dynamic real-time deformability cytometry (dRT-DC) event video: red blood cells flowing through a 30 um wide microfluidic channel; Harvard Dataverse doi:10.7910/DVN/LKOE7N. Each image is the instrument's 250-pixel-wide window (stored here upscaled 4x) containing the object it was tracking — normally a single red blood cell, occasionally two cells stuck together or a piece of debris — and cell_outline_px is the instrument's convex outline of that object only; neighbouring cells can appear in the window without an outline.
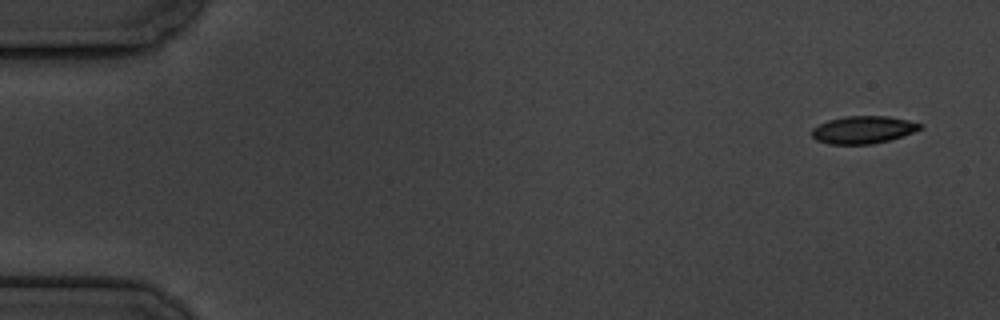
{"species": "common noctule bat (a hibernating species)", "species_latin": "Nyctalus noctula", "temperature_condition": "cold", "stored_images_in_passage": 11, "camera_frame_rate_fps": 3000, "um_per_image_px": 0.085, "animal": {"sex": "male", "body_mass_g": 19.5, "forearm_length_mm": 54.6}, "frame": {"image": 1, "passage_image": 1, "time_ms": 0.0, "image_size_px": [1000, 320], "cell_outline_px": [[924, 124], [920, 128], [912, 132], [888, 140], [872, 144], [828, 144], [816, 140], [812, 136], [812, 128], [828, 120], [844, 116], [888, 116], [908, 120]], "centroid_in_image_um": [73.34, 11.02], "position_along_channel_um": 11.7, "area_um2": 17.22}}
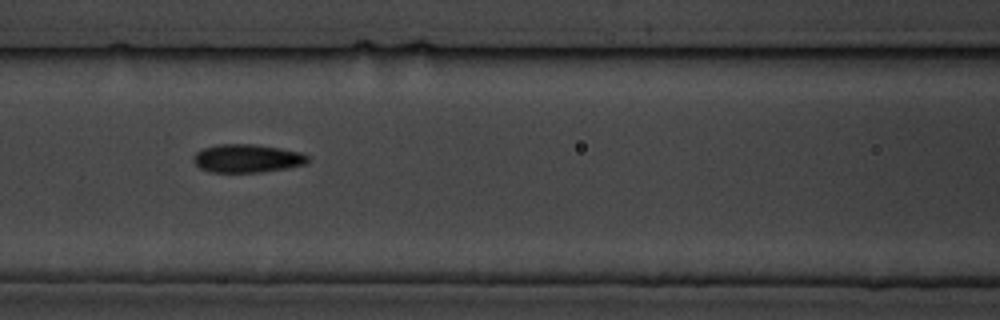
{"frame": {"image": 2, "passage_image": 7, "time_ms": 7.667, "image_size_px": [1000, 320], "cell_outline_px": [[312, 160], [308, 164], [260, 172], [212, 172], [200, 168], [192, 160], [192, 156], [196, 152], [204, 148], [216, 144], [252, 144], [280, 148], [300, 152], [308, 156]], "centroid_in_image_um": [21.01, 13.46], "position_along_channel_um": 145.6, "area_um2": 18.9}}
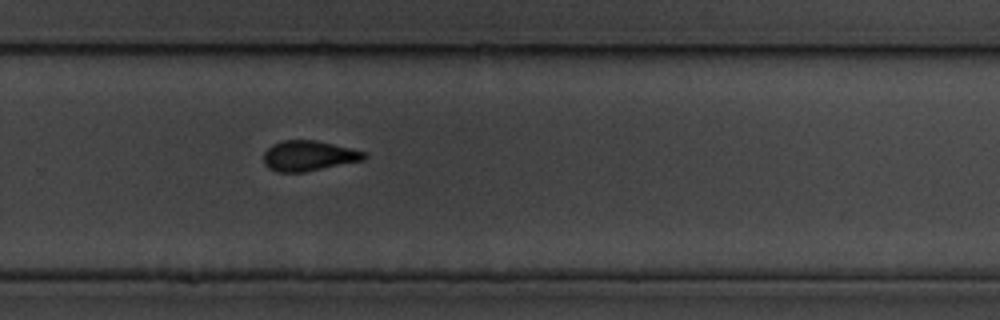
{"frame": {"image": 3, "passage_image": 11, "time_ms": 12.333, "image_size_px": [1000, 320], "cell_outline_px": [[368, 156], [364, 160], [304, 172], [276, 172], [268, 168], [264, 164], [264, 152], [272, 144], [284, 140], [316, 140], [352, 148], [364, 152]], "centroid_in_image_um": [26.23, 13.24], "position_along_channel_um": 303.6, "area_um2": 17.8}}